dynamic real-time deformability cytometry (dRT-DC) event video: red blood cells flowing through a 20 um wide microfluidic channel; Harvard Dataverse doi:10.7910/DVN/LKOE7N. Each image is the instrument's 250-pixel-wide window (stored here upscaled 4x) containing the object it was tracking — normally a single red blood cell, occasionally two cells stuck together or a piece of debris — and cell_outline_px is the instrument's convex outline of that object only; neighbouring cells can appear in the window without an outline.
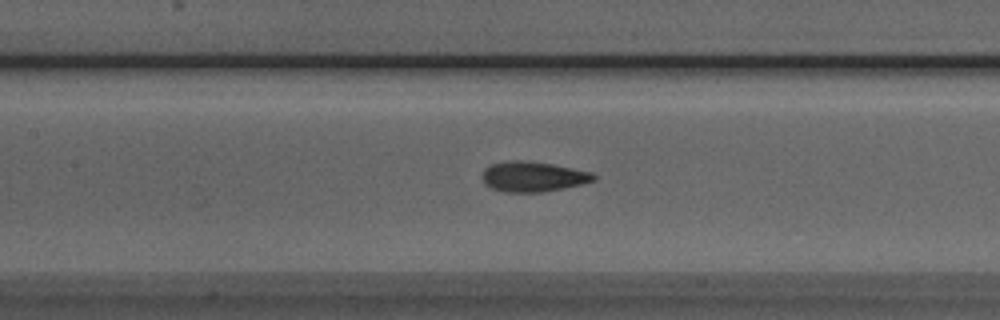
{"species": "Egyptian fruit bat (a non-hibernating species)", "species_latin": "Rousettus aegyptiacus", "temperature_condition": "room temperature", "stored_images_in_passage": 34, "camera_frame_rate_fps": 3000, "um_per_image_px": 0.085, "animal": {"sex": "male"}, "frame": {"image": 1, "passage_image": 16, "time_ms": 5.0, "image_size_px": [1000, 320], "cell_outline_px": [[596, 180], [584, 184], [564, 188], [540, 192], [504, 192], [492, 188], [484, 184], [480, 176], [484, 168], [492, 164], [512, 160], [524, 160], [552, 164], [592, 172], [596, 176]], "centroid_in_image_um": [45.29, 15.01], "position_along_channel_um": 162.1, "area_um2": 19.77}}
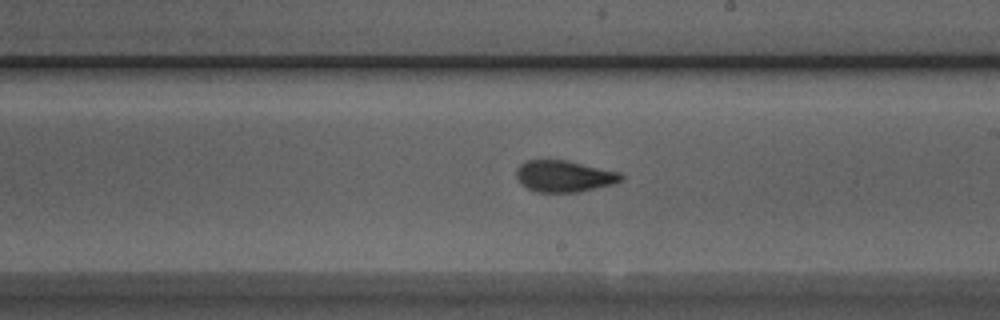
{"frame": {"image": 2, "passage_image": 22, "time_ms": 7.0, "image_size_px": [1000, 320], "cell_outline_px": [[624, 180], [612, 184], [580, 192], [536, 192], [520, 184], [516, 176], [516, 168], [520, 164], [528, 160], [564, 160], [620, 172], [624, 176]], "centroid_in_image_um": [47.94, 14.98], "position_along_channel_um": 241.1, "area_um2": 19.25}}
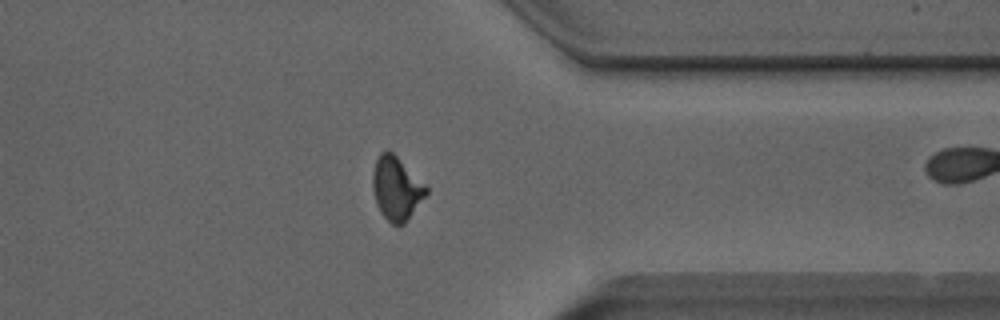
{"frame": {"image": 3, "passage_image": 33, "time_ms": 10.667, "image_size_px": [1000, 320], "cell_outline_px": [[428, 192], [404, 224], [400, 228], [392, 224], [380, 212], [376, 204], [372, 188], [372, 172], [376, 160], [380, 152], [388, 148], [428, 188]], "centroid_in_image_um": [33.66, 16.03], "position_along_channel_um": 377.7, "area_um2": 19.71}}